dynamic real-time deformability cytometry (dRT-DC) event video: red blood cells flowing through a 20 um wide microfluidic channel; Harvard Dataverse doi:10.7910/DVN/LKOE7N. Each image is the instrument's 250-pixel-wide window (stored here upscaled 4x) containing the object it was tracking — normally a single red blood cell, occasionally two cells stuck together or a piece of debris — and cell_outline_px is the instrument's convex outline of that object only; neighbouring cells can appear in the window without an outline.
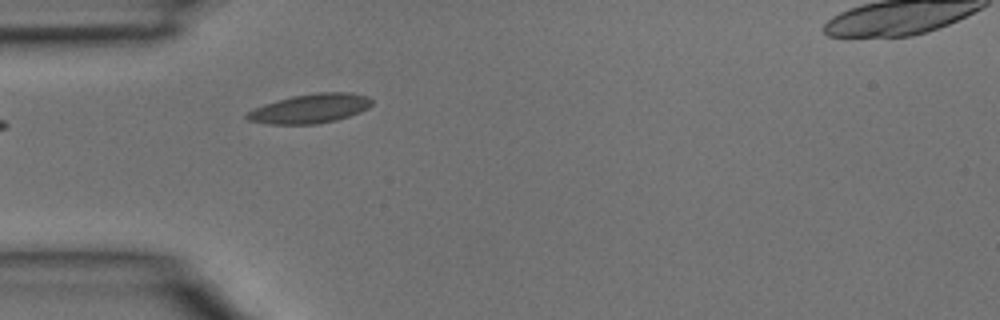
{"species": "common noctule bat (a hibernating species)", "species_latin": "Nyctalus noctula", "temperature_condition": "room temperature", "stored_images_in_passage": 4, "camera_frame_rate_fps": 3000, "um_per_image_px": 0.085, "animal": {"sex": "male", "body_mass_g": 15.6}, "frame": {"image": 1, "passage_image": 3, "time_ms": 0.667, "image_size_px": [1000, 320], "cell_outline_px": [[372, 104], [368, 108], [360, 112], [336, 120], [316, 124], [272, 124], [248, 120], [244, 116], [248, 112], [264, 104], [292, 96], [316, 92], [352, 92], [368, 96], [372, 100]], "centroid_in_image_um": [26.4, 9.21], "position_along_channel_um": 58.6, "area_um2": 21.21}}